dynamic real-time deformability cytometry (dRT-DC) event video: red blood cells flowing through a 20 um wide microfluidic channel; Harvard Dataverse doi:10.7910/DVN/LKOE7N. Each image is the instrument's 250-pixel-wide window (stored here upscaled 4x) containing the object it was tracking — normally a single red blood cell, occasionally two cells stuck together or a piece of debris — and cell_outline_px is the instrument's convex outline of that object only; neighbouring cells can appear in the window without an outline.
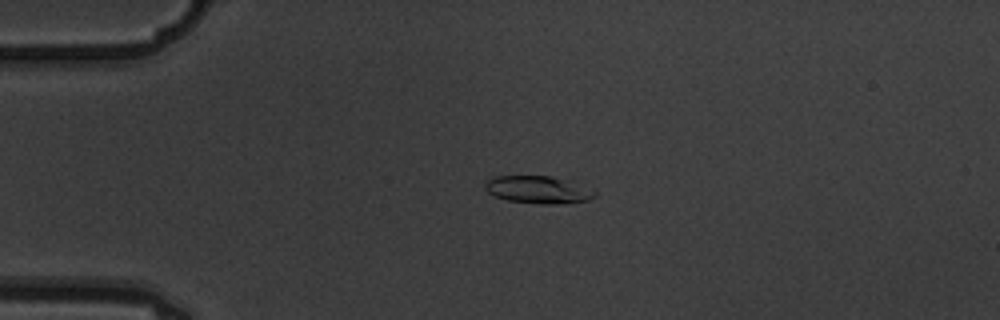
{"species": "common noctule bat (a hibernating species)", "species_latin": "Nyctalus noctula", "temperature_condition": "warm", "stored_images_in_passage": 5, "camera_frame_rate_fps": 3000, "um_per_image_px": 0.085, "animal": {"sex": "male", "body_mass_g": 19.5, "forearm_length_mm": 54.6}, "frame": {"image": 1, "passage_image": 4, "time_ms": 1.0, "image_size_px": [1000, 320], "cell_outline_px": [[596, 196], [588, 200], [552, 204], [544, 204], [508, 200], [496, 196], [488, 192], [484, 188], [484, 180], [492, 176], [552, 176], [564, 180], [596, 192]], "centroid_in_image_um": [45.63, 16.11], "position_along_channel_um": 39.4, "area_um2": 17.17}}